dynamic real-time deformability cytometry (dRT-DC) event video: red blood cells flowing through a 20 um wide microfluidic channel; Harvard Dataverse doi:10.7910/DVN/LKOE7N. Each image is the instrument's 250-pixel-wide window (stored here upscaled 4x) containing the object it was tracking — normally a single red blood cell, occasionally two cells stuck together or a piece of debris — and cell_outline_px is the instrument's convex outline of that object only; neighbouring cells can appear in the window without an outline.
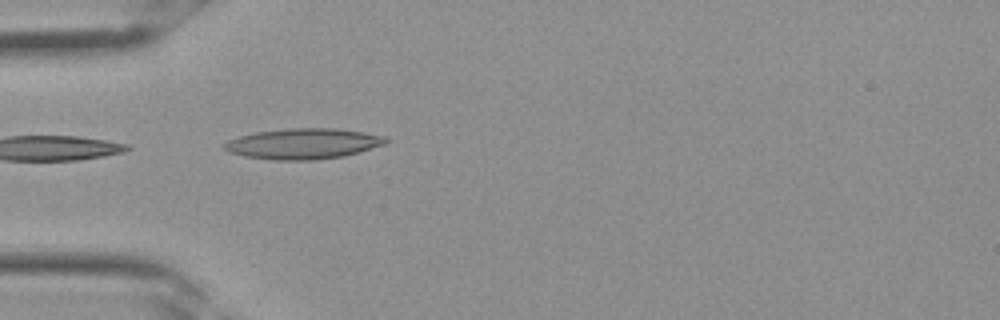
{"species": "Egyptian fruit bat (a non-hibernating species)", "species_latin": "Rousettus aegyptiacus", "temperature_condition": "room temperature", "stored_images_in_passage": 25, "camera_frame_rate_fps": 3000, "um_per_image_px": 0.085, "frame": {"image": 1, "passage_image": 1, "time_ms": 0.0, "image_size_px": [1000, 320], "cell_outline_px": [[388, 140], [384, 144], [360, 152], [344, 156], [316, 160], [276, 160], [244, 156], [228, 152], [220, 144], [228, 140], [240, 136], [256, 132], [288, 128], [332, 128], [388, 136]], "centroid_in_image_um": [25.75, 12.22], "position_along_channel_um": 59.2, "area_um2": 28.84}}
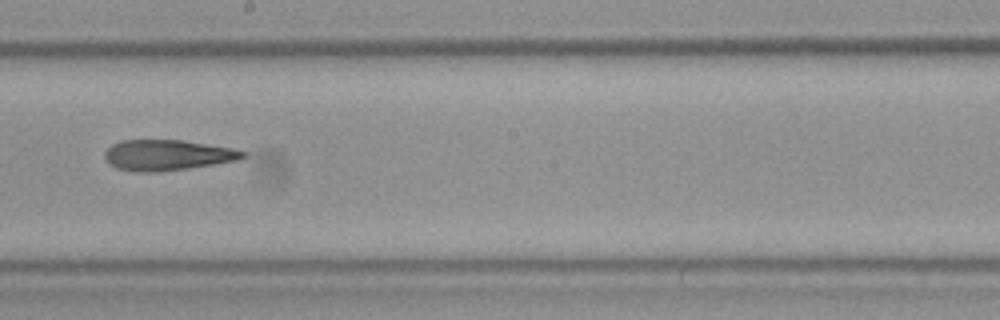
{"frame": {"image": 2, "passage_image": 10, "time_ms": 3.0, "image_size_px": [1000, 320], "cell_outline_px": [[248, 156], [236, 160], [188, 168], [160, 172], [136, 172], [116, 168], [108, 164], [104, 156], [104, 152], [112, 144], [120, 140], [184, 140], [232, 148], [248, 152]], "centroid_in_image_um": [14.2, 13.18], "position_along_channel_um": 234.0, "area_um2": 24.8}}
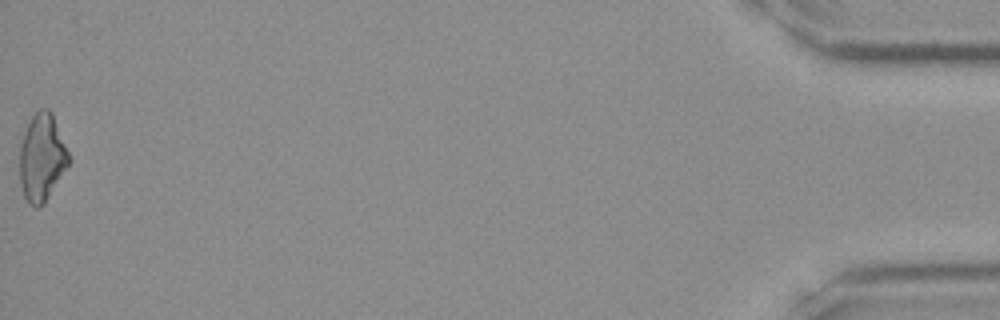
{"frame": {"image": 3, "passage_image": 25, "time_ms": 8.0, "image_size_px": [1000, 320], "cell_outline_px": [[72, 160], [44, 204], [36, 208], [28, 204], [24, 196], [20, 184], [20, 144], [24, 132], [32, 116], [40, 108], [48, 108], [52, 112]], "centroid_in_image_um": [3.57, 13.41], "position_along_channel_um": 431.6, "area_um2": 25.2}}